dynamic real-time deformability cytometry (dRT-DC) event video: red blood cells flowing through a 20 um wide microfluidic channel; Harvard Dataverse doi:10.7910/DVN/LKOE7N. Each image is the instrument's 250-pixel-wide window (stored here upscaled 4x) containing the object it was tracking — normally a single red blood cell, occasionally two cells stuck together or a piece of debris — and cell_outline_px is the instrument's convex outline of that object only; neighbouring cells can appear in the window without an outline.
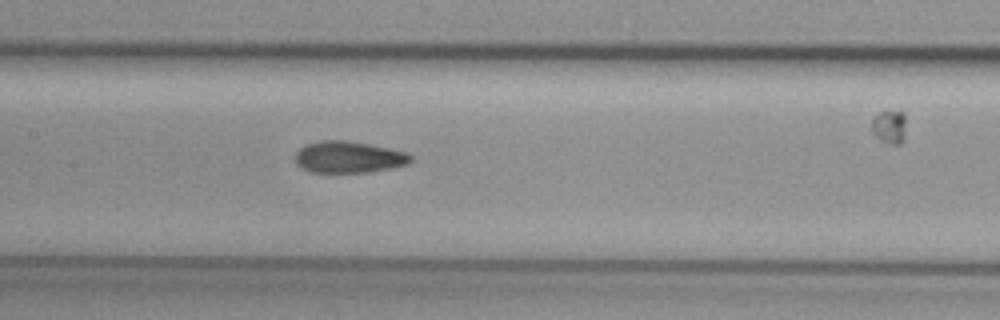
{"species": "common noctule bat (a hibernating species)", "species_latin": "Nyctalus noctula", "temperature_condition": "cold", "stored_images_in_passage": 37, "camera_frame_rate_fps": 3000, "um_per_image_px": 0.085, "animal": {"sex": "female", "body_mass_g": 29.2, "forearm_length_mm": 56.3}, "frame": {"image": 1, "passage_image": 8, "time_ms": 2.333, "image_size_px": [1000, 320], "cell_outline_px": [[412, 160], [408, 164], [392, 168], [368, 172], [312, 172], [296, 164], [296, 152], [300, 148], [308, 144], [324, 140], [348, 140], [388, 148], [404, 152], [412, 156]], "centroid_in_image_um": [29.65, 13.35], "position_along_channel_um": 177.7, "area_um2": 21.04}}
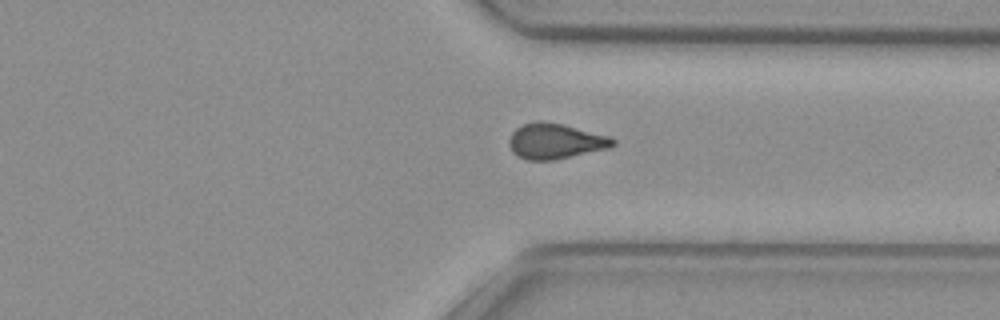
{"frame": {"image": 2, "passage_image": 23, "time_ms": 7.333, "image_size_px": [1000, 320], "cell_outline_px": [[616, 144], [608, 148], [556, 160], [528, 160], [516, 156], [512, 152], [508, 144], [508, 140], [512, 132], [516, 128], [524, 124], [536, 120], [544, 120], [612, 136], [616, 140]], "centroid_in_image_um": [47.19, 12.0], "position_along_channel_um": 364.2, "area_um2": 21.73}}
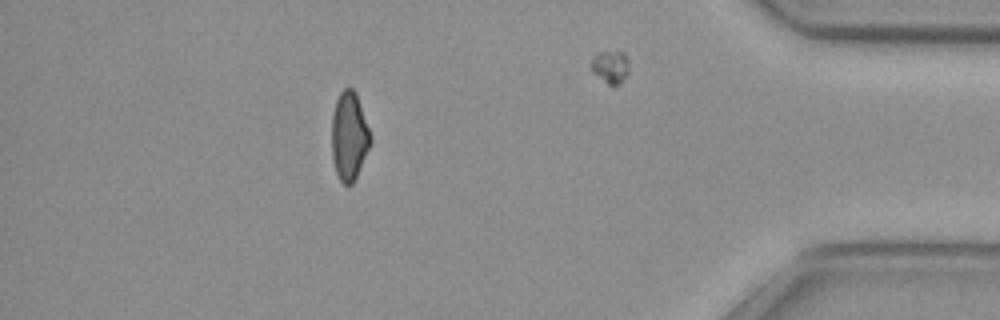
{"frame": {"image": 3, "passage_image": 30, "time_ms": 9.667, "image_size_px": [1000, 320], "cell_outline_px": [[372, 144], [352, 184], [344, 184], [340, 180], [336, 172], [332, 160], [332, 116], [336, 100], [340, 92], [344, 88], [352, 88], [356, 92], [372, 136]], "centroid_in_image_um": [29.69, 11.56], "position_along_channel_um": 405.5, "area_um2": 20.11}, "authors_computed_cell_mechanics": {"area_um2": 20.9814, "velocity_mm_per_s": 3.7285, "shape_relaxation_time_tau1_ms": 4.9495, "shape_relaxation_time_tau2_ms": 4.4282, "deformation_change_tau1": 0.1151, "deformation_change_tau2": 0.0753}}